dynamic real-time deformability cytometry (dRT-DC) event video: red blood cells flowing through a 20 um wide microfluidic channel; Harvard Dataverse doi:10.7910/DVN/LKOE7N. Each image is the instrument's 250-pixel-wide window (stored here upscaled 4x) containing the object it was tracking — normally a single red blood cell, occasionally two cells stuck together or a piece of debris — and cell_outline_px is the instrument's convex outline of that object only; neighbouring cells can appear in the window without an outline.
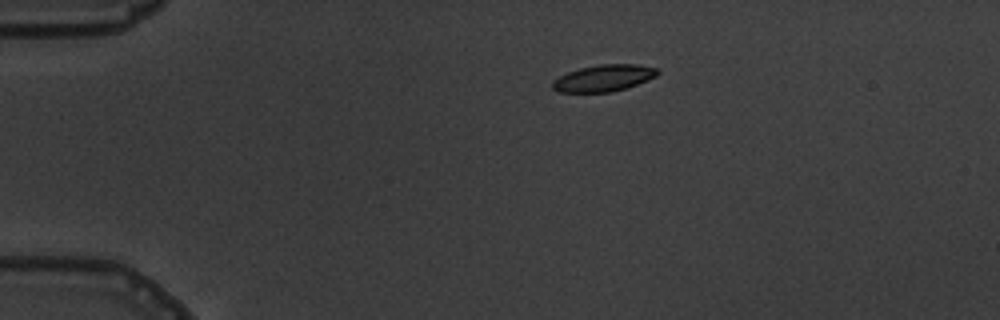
{"species": "common noctule bat (a hibernating species)", "species_latin": "Nyctalus noctula", "temperature_condition": "warm", "stored_images_in_passage": 8, "camera_frame_rate_fps": 3000, "um_per_image_px": 0.085, "animal": {"sex": "male", "body_mass_g": 19.5, "forearm_length_mm": 54.6}, "frame": {"image": 1, "passage_image": 1, "time_ms": 0.0, "image_size_px": [1000, 320], "cell_outline_px": [[660, 72], [656, 76], [628, 88], [612, 92], [556, 92], [552, 88], [552, 80], [568, 72], [580, 68], [600, 64], [636, 64], [656, 68]], "centroid_in_image_um": [51.3, 6.64], "position_along_channel_um": 33.7, "area_um2": 16.36}}
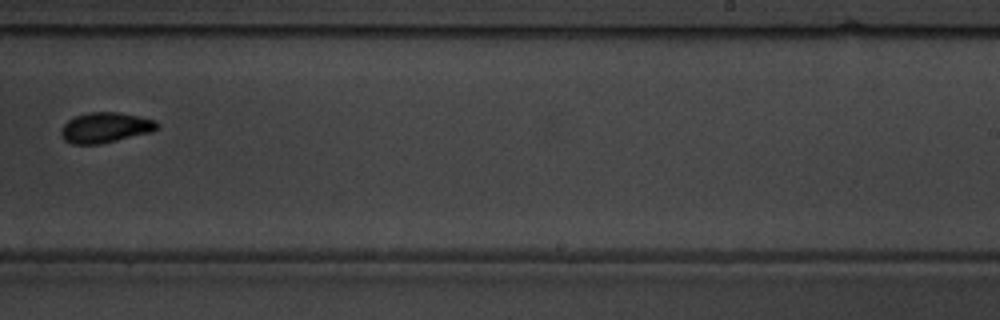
{"frame": {"image": 2, "passage_image": 8, "time_ms": 8.0, "image_size_px": [1000, 320], "cell_outline_px": [[160, 128], [152, 132], [100, 144], [72, 144], [64, 140], [60, 132], [64, 124], [68, 120], [76, 116], [88, 112], [120, 112], [156, 120], [160, 124]], "centroid_in_image_um": [8.99, 10.84], "position_along_channel_um": 280.0, "area_um2": 17.11}}